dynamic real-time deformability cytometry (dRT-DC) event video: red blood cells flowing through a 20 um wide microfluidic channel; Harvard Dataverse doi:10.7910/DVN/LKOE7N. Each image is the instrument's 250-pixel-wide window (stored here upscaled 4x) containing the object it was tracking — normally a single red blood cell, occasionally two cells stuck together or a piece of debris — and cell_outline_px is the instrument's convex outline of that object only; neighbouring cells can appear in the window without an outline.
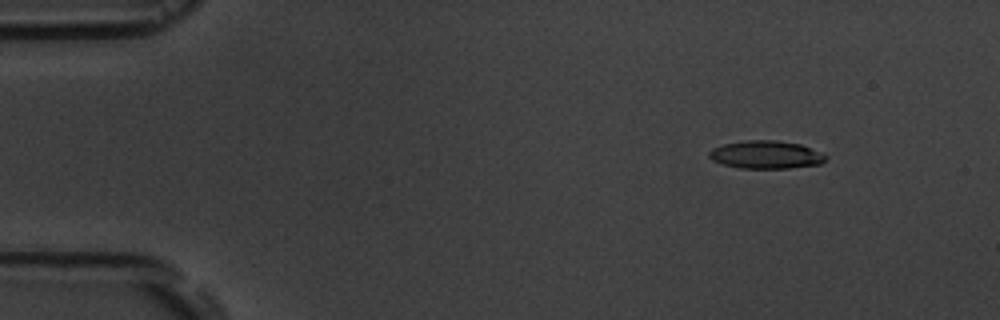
{"species": "common noctule bat (a hibernating species)", "species_latin": "Nyctalus noctula", "temperature_condition": "room temperature", "stored_images_in_passage": 5, "camera_frame_rate_fps": 3000, "um_per_image_px": 0.085, "animal": {"sex": "male", "body_mass_g": 19.5, "forearm_length_mm": 54.6}, "frame": {"image": 1, "passage_image": 2, "time_ms": 1.333, "image_size_px": [1000, 320], "cell_outline_px": [[828, 156], [820, 164], [788, 168], [740, 168], [724, 164], [712, 160], [708, 156], [708, 152], [712, 148], [724, 144], [744, 140], [776, 140], [800, 144]], "centroid_in_image_um": [65.07, 13.14], "position_along_channel_um": 19.9, "area_um2": 18.84}}
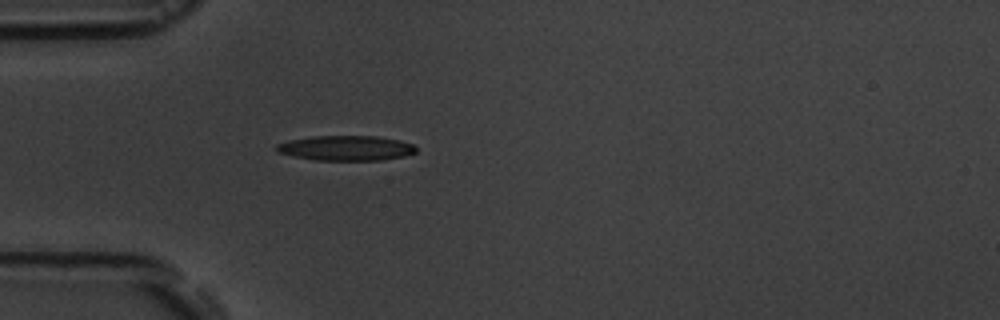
{"frame": {"image": 2, "passage_image": 5, "time_ms": 4.667, "image_size_px": [1000, 320], "cell_outline_px": [[416, 152], [404, 156], [380, 160], [312, 160], [292, 156], [276, 152], [276, 144], [288, 140], [312, 136], [376, 136], [400, 140], [412, 144], [416, 148]], "centroid_in_image_um": [29.37, 12.58], "position_along_channel_um": 55.6, "area_um2": 20.4}}